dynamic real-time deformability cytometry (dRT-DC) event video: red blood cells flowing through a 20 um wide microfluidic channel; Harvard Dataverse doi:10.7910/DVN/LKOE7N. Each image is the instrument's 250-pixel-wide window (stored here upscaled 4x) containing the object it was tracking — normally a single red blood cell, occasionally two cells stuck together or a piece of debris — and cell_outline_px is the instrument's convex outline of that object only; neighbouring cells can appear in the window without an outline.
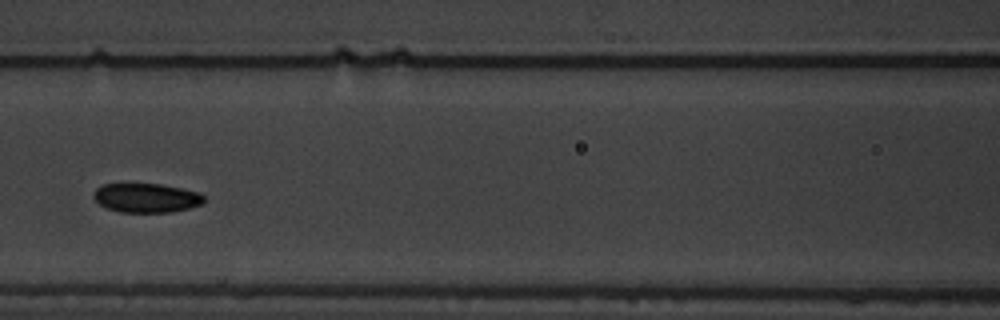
{"species": "common noctule bat (a hibernating species)", "species_latin": "Nyctalus noctula", "temperature_condition": "warm", "stored_images_in_passage": 14, "camera_frame_rate_fps": 3000, "um_per_image_px": 0.085, "animal": {"sex": "male", "body_mass_g": 19.5, "forearm_length_mm": 54.6}, "frame": {"image": 1, "passage_image": 5, "time_ms": 5.333, "image_size_px": [1000, 320], "cell_outline_px": [[204, 204], [188, 208], [168, 212], [120, 212], [104, 208], [92, 196], [96, 188], [104, 184], [160, 184], [200, 192], [204, 196]], "centroid_in_image_um": [12.43, 16.82], "position_along_channel_um": 154.2, "area_um2": 18.79}}
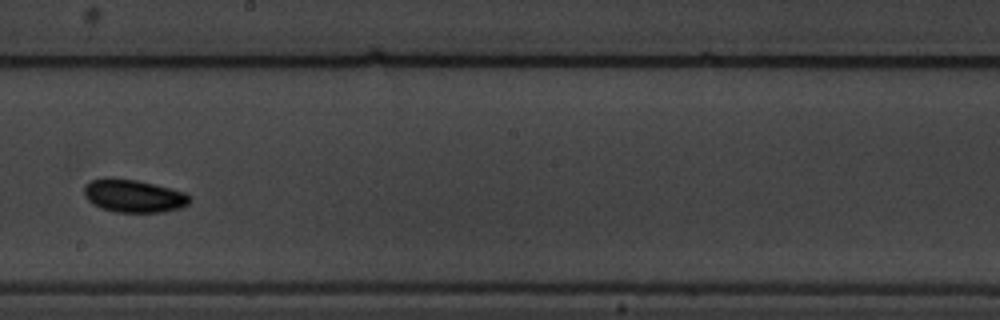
{"frame": {"image": 2, "passage_image": 7, "time_ms": 7.667, "image_size_px": [1000, 320], "cell_outline_px": [[192, 200], [188, 204], [180, 208], [164, 212], [116, 212], [100, 208], [92, 204], [84, 196], [84, 184], [92, 180], [104, 176], [108, 176], [136, 180], [172, 188], [184, 192]], "centroid_in_image_um": [11.32, 16.64], "position_along_channel_um": 236.9, "area_um2": 20.58}}
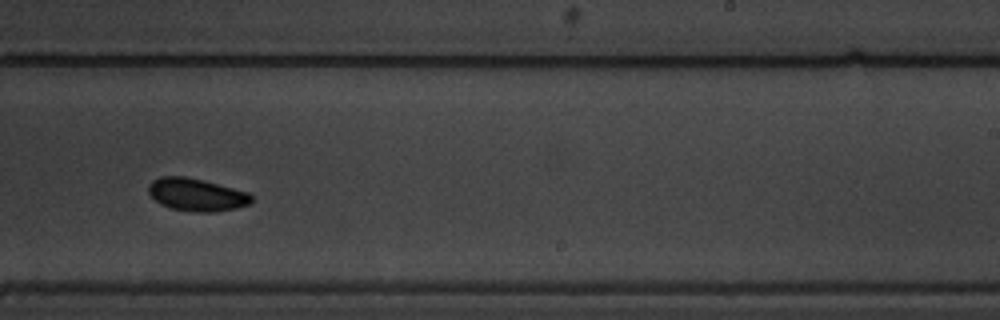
{"frame": {"image": 3, "passage_image": 8, "time_ms": 8.667, "image_size_px": [1000, 320], "cell_outline_px": [[252, 204], [236, 208], [216, 212], [196, 212], [172, 208], [160, 204], [148, 192], [148, 184], [152, 180], [160, 176], [184, 176], [248, 192], [252, 196]], "centroid_in_image_um": [16.7, 16.55], "position_along_channel_um": 272.3, "area_um2": 19.48}, "authors_computed_cell_mechanics": {"area_um2": 19.3052, "velocity_mm_per_s": 3.5501, "shape_relaxation_time_tau1_ms": 1.7416, "shape_relaxation_time_tau2_ms": null, "deformation_change_tau1": 0.0487, "deformation_change_tau2": null}}